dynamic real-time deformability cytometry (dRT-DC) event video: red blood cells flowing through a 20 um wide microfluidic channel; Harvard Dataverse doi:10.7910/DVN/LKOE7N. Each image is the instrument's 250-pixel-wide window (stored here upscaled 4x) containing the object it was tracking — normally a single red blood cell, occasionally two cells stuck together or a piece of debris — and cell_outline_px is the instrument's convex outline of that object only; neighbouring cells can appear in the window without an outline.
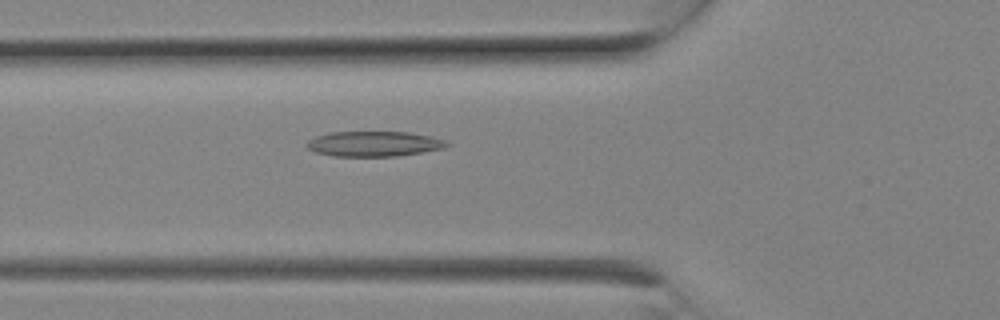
{"species": "Egyptian fruit bat (a non-hibernating species)", "species_latin": "Rousettus aegyptiacus", "temperature_condition": "room temperature", "stored_images_in_passage": 8, "camera_frame_rate_fps": 3000, "um_per_image_px": 0.085, "animal": {"sex": "female"}, "frame": {"image": 1, "passage_image": 8, "time_ms": 2.333, "image_size_px": [1000, 320], "cell_outline_px": [[452, 144], [444, 148], [396, 156], [332, 156], [316, 152], [308, 148], [304, 144], [308, 140], [316, 136], [332, 132], [408, 132], [428, 136], [444, 140]], "centroid_in_image_um": [31.76, 12.22], "position_along_channel_um": 94.0, "area_um2": 20.4}}